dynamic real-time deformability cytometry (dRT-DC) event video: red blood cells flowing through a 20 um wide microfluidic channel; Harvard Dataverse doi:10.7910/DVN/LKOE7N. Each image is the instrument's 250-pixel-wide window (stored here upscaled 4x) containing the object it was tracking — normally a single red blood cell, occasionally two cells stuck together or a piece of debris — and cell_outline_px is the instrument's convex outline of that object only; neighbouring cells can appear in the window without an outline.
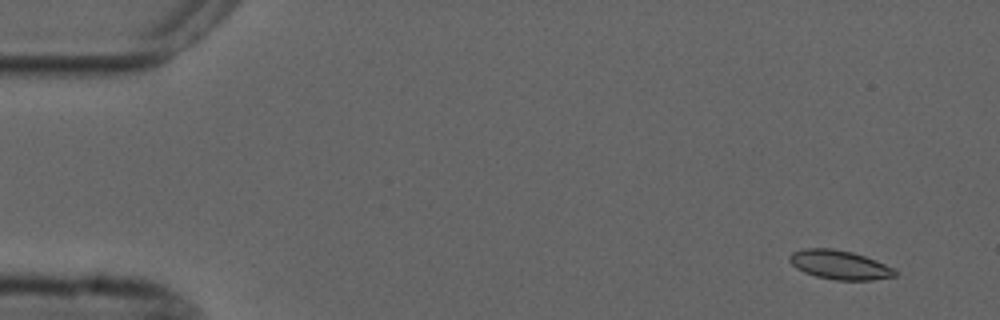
{"species": "common noctule bat (a hibernating species)", "species_latin": "Nyctalus noctula", "temperature_condition": "cold", "stored_images_in_passage": 4, "camera_frame_rate_fps": 3000, "um_per_image_px": 0.085, "animal": {"sex": "male", "forearm_length_mm": 52.5}, "frame": {"image": 1, "passage_image": 1, "time_ms": 0.0, "image_size_px": [1000, 320], "cell_outline_px": [[900, 272], [896, 276], [872, 280], [836, 280], [816, 276], [804, 272], [796, 268], [788, 260], [788, 256], [792, 252], [804, 248], [832, 248], [852, 252], [864, 256], [884, 264]], "centroid_in_image_um": [71.35, 22.51], "position_along_channel_um": 13.7, "area_um2": 17.86}}
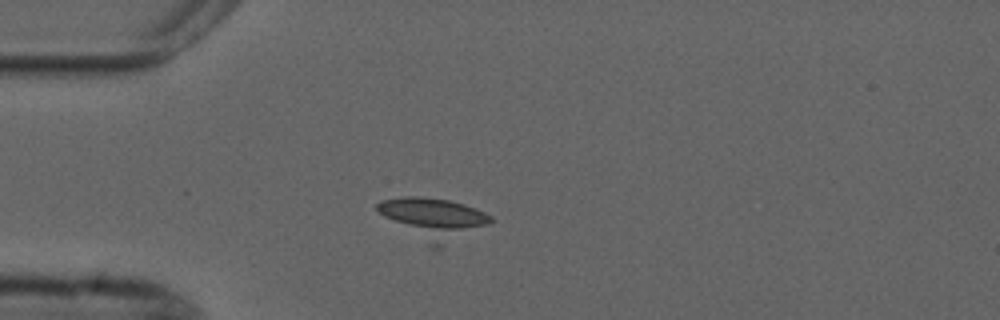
{"frame": {"image": 2, "passage_image": 3, "time_ms": 3.667, "image_size_px": [1000, 320], "cell_outline_px": [[496, 220], [440, 248], [432, 248], [384, 216], [376, 208], [376, 204], [380, 200], [404, 196], [416, 196], [448, 200], [464, 204], [484, 212], [492, 216]], "centroid_in_image_um": [36.85, 18.57], "position_along_channel_um": 48.1, "area_um2": 26.7}}